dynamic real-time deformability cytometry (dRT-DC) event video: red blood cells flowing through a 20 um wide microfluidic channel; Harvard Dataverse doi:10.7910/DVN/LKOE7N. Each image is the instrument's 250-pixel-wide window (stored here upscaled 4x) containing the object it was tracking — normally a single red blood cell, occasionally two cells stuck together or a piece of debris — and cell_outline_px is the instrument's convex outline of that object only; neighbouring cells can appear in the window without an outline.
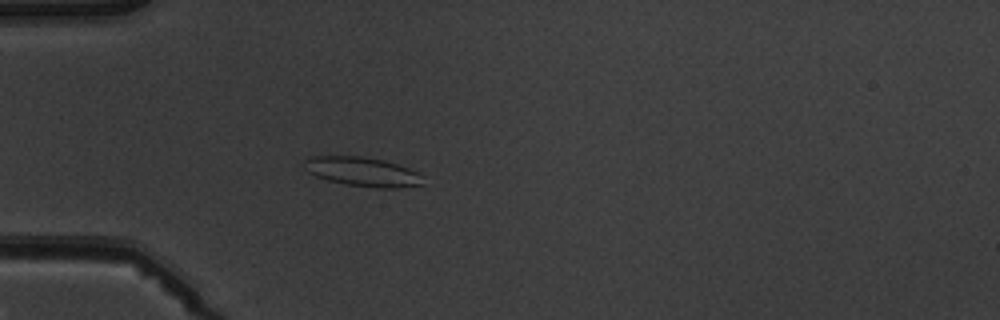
{"species": "common noctule bat (a hibernating species)", "species_latin": "Nyctalus noctula", "temperature_condition": "warm", "stored_images_in_passage": 4, "camera_frame_rate_fps": 3000, "um_per_image_px": 0.085, "animal": {"sex": "male", "body_mass_g": 19.5, "forearm_length_mm": 54.6}, "frame": {"image": 1, "passage_image": 4, "time_ms": 4.333, "image_size_px": [1000, 320], "cell_outline_px": [[424, 184], [400, 188], [384, 188], [348, 184], [328, 180], [316, 176], [308, 172], [300, 164], [304, 160], [312, 156], [360, 156], [384, 160], [408, 168], [424, 176]], "centroid_in_image_um": [30.8, 14.59], "position_along_channel_um": 54.2, "area_um2": 20.23}}